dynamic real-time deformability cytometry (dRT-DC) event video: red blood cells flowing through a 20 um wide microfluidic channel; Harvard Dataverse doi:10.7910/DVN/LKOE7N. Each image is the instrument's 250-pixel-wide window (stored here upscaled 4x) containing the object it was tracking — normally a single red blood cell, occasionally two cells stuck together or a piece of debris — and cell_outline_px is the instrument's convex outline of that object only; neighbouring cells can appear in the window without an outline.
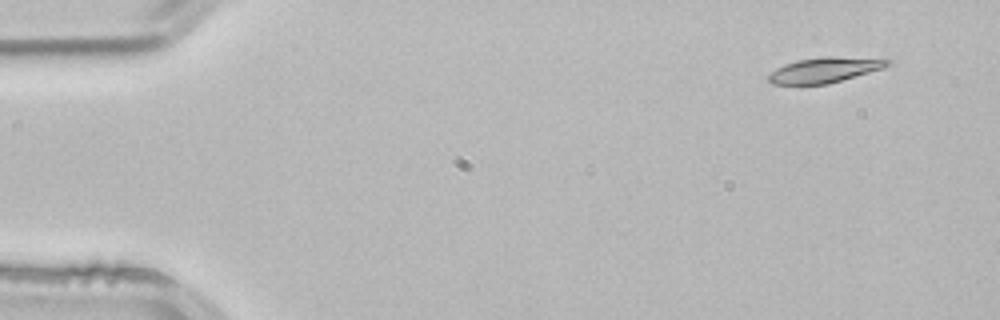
{"species": "common noctule bat (a hibernating species)", "species_latin": "Nyctalus noctula", "temperature_condition": "room temperature", "stored_images_in_passage": 3, "camera_frame_rate_fps": 3000, "um_per_image_px": 0.085, "animal": {"sex": "male", "body_mass_g": 21.5, "forearm_length_mm": 52.0}, "frame": {"image": 1, "passage_image": 1, "time_ms": 0.0, "image_size_px": [1000, 320], "cell_outline_px": [[892, 64], [884, 68], [828, 84], [772, 84], [768, 80], [768, 76], [776, 68], [784, 64], [796, 60], [820, 56], [888, 56], [892, 60]], "centroid_in_image_um": [70.26, 5.89], "position_along_channel_um": 14.7, "area_um2": 18.32}}
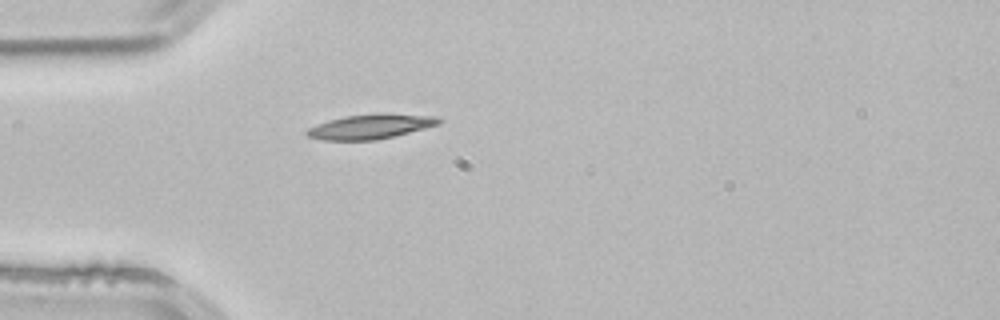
{"frame": {"image": 2, "passage_image": 3, "time_ms": 0.667, "image_size_px": [1000, 320], "cell_outline_px": [[444, 120], [440, 124], [376, 140], [324, 140], [304, 136], [304, 132], [308, 128], [316, 124], [328, 120], [344, 116], [380, 112], [388, 112], [440, 116]], "centroid_in_image_um": [31.51, 10.72], "position_along_channel_um": 53.5, "area_um2": 19.48}}